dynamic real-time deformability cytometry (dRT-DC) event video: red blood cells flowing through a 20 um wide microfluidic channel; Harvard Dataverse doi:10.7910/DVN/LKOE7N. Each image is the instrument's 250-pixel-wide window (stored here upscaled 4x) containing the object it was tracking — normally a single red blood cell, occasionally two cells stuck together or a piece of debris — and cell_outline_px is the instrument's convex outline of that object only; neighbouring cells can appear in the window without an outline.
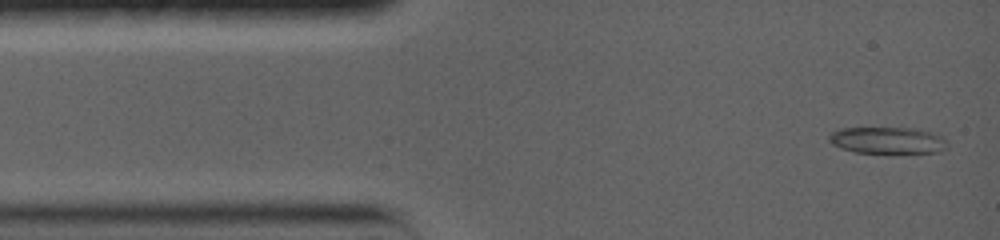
{"species": "common noctule bat (a hibernating species)", "species_latin": "Nyctalus noctula", "temperature_condition": "warm", "stored_images_in_passage": 50, "camera_frame_rate_fps": 5000, "um_per_image_px": 0.085, "animal": {"sex": "female", "body_mass_g": 19.0, "forearm_length_mm": 56.7}, "frame": {"image": 1, "passage_image": 1, "time_ms": 0.0, "image_size_px": [1000, 240], "cell_outline_px": [[948, 148], [940, 152], [856, 152], [840, 148], [832, 144], [828, 140], [828, 136], [832, 132], [840, 128], [916, 128], [932, 132], [940, 136], [948, 144]], "centroid_in_image_um": [75.43, 11.92], "position_along_channel_um": 9.6, "area_um2": 18.26}}
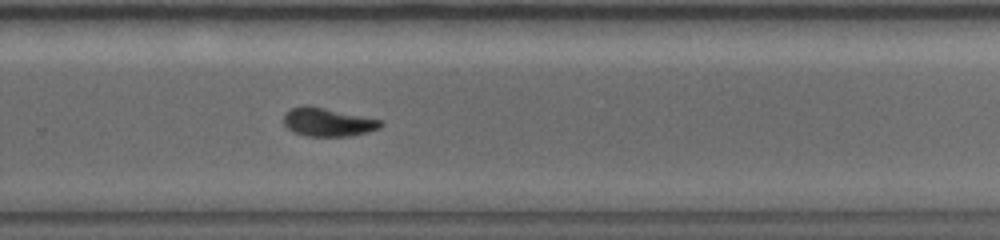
{"frame": {"image": 2, "passage_image": 27, "time_ms": 9.8, "image_size_px": [1000, 240], "cell_outline_px": [[384, 124], [380, 128], [368, 132], [352, 136], [304, 136], [292, 132], [284, 124], [284, 112], [292, 108], [304, 104], [384, 120]], "centroid_in_image_um": [27.88, 10.38], "position_along_channel_um": 301.9, "area_um2": 16.3}}
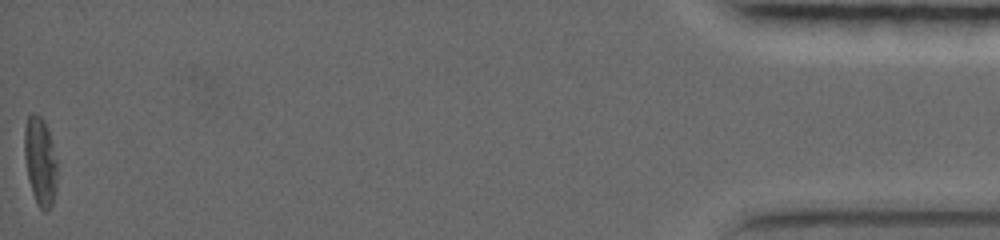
{"frame": {"image": 3, "passage_image": 50, "time_ms": 17.2, "image_size_px": [1000, 240], "cell_outline_px": [[56, 192], [52, 204], [48, 212], [44, 212], [36, 204], [28, 180], [24, 156], [24, 128], [28, 116], [32, 112], [36, 112], [44, 120], [52, 144], [56, 160]], "centroid_in_image_um": [3.4, 13.73], "position_along_channel_um": 431.8, "area_um2": 17.05}, "authors_computed_cell_mechanics": {"area_um2": 16.473, "velocity_mm_per_s": 3.6554, "shape_relaxation_time_tau1_ms": 6.1898, "shape_relaxation_time_tau2_ms": 8.0127, "deformation_change_tau1": 0.1923, "deformation_change_tau2": 0.1224}}